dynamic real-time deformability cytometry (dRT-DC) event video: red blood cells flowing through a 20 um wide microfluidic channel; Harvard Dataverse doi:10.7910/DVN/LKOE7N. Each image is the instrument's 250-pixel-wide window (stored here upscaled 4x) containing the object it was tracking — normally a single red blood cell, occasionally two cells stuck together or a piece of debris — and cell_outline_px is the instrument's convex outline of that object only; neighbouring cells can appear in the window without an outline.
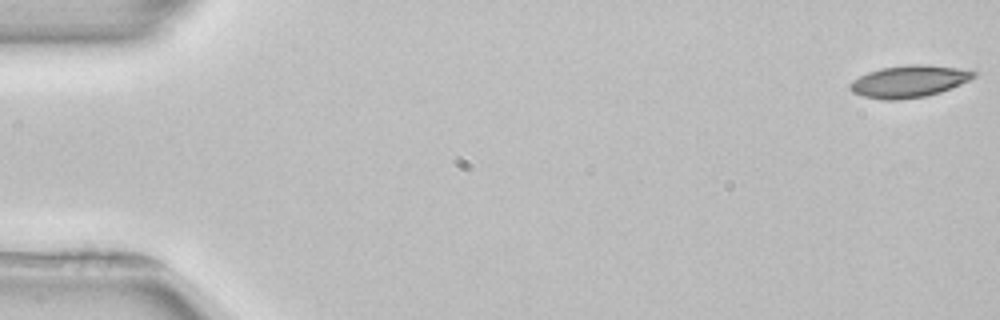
{"species": "common noctule bat (a hibernating species)", "species_latin": "Nyctalus noctula", "temperature_condition": "room temperature", "stored_images_in_passage": 53, "camera_frame_rate_fps": 3000, "um_per_image_px": 0.085, "animal": {"sex": "female", "body_mass_g": 22.7, "forearm_length_mm": 54.2}, "frame": {"image": 1, "passage_image": 1, "time_ms": 0.0, "image_size_px": [1000, 320], "cell_outline_px": [[980, 72], [976, 76], [960, 84], [940, 92], [924, 96], [900, 100], [884, 100], [864, 96], [852, 92], [848, 88], [848, 84], [852, 80], [868, 72], [880, 68], [908, 64], [924, 64], [960, 68]], "centroid_in_image_um": [77.26, 6.91], "position_along_channel_um": 7.7, "area_um2": 23.18}}
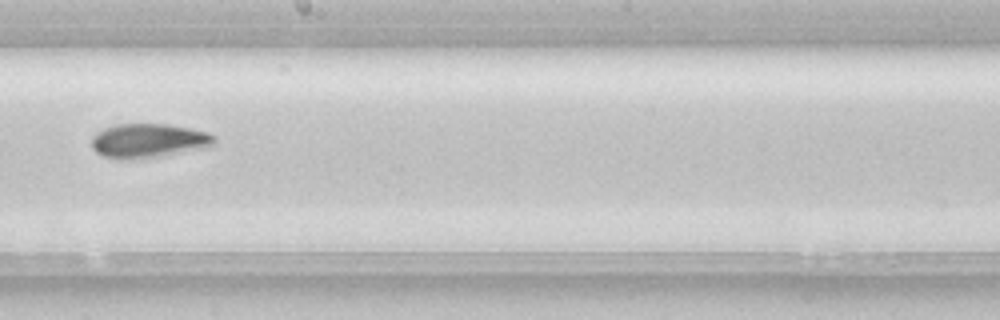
{"frame": {"image": 2, "passage_image": 30, "time_ms": 9.667, "image_size_px": [1000, 320], "cell_outline_px": [[216, 140], [212, 144], [164, 156], [132, 160], [120, 160], [104, 156], [96, 152], [92, 148], [92, 136], [96, 132], [104, 128], [116, 124], [168, 124], [208, 132], [216, 136]], "centroid_in_image_um": [12.55, 11.96], "position_along_channel_um": 235.7, "area_um2": 24.39}}
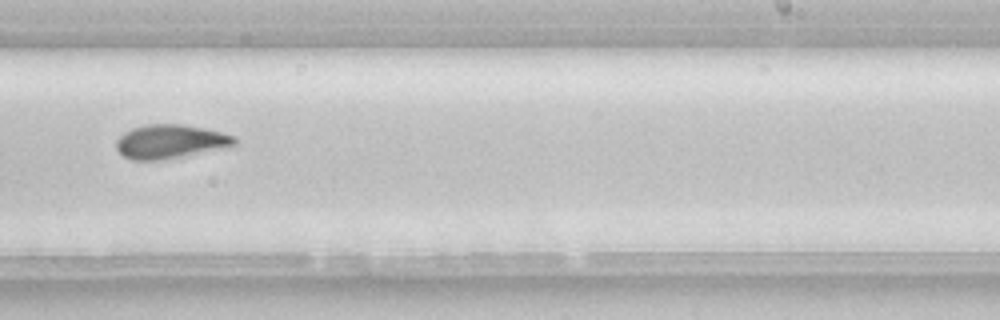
{"frame": {"image": 3, "passage_image": 33, "time_ms": 10.667, "image_size_px": [1000, 320], "cell_outline_px": [[236, 144], [232, 148], [160, 160], [132, 160], [124, 156], [116, 148], [116, 140], [124, 132], [132, 128], [144, 124], [180, 124], [204, 128], [236, 136]], "centroid_in_image_um": [14.52, 12.04], "position_along_channel_um": 274.5, "area_um2": 23.7}, "authors_computed_cell_mechanics": {"area_um2": 23.2356, "velocity_mm_per_s": 3.9255, "shape_relaxation_time_tau1_ms": 8.2458, "shape_relaxation_time_tau2_ms": null, "deformation_change_tau1": 0.1891, "deformation_change_tau2": null}}